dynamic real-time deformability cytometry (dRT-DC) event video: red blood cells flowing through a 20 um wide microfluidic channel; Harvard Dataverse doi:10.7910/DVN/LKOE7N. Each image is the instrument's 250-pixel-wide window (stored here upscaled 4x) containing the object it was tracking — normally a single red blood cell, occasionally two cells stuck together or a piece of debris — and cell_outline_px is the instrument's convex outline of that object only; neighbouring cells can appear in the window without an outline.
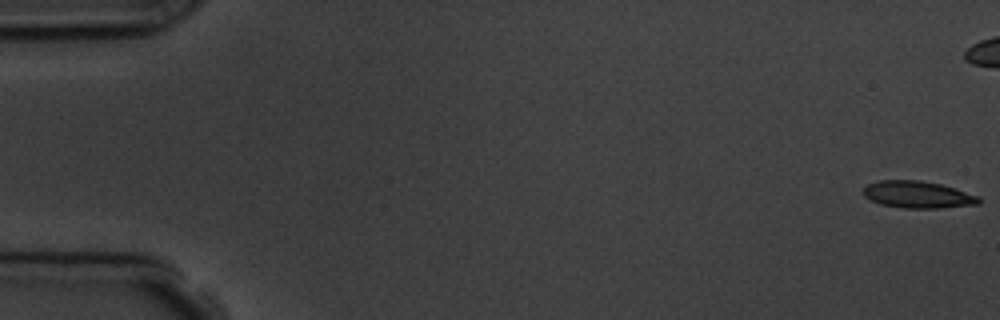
{"species": "common noctule bat (a hibernating species)", "species_latin": "Nyctalus noctula", "temperature_condition": "room temperature", "stored_images_in_passage": 5, "camera_frame_rate_fps": 3000, "um_per_image_px": 0.085, "animal": {"sex": "male", "body_mass_g": 19.5, "forearm_length_mm": 54.6}, "frame": {"image": 1, "passage_image": 1, "time_ms": 0.0, "image_size_px": [1000, 320], "cell_outline_px": [[980, 204], [940, 208], [904, 208], [880, 204], [864, 196], [860, 192], [868, 184], [880, 180], [920, 180], [940, 184], [980, 196]], "centroid_in_image_um": [78.0, 16.54], "position_along_channel_um": 7.0, "area_um2": 18.21}}
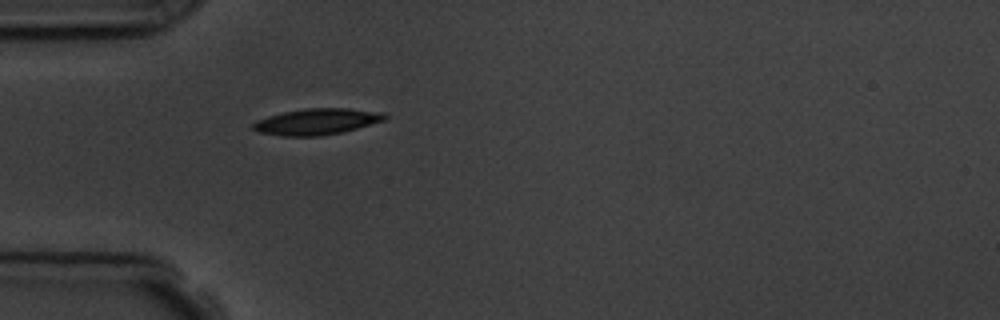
{"frame": {"image": 2, "passage_image": 5, "time_ms": 6.667, "image_size_px": [1000, 320], "cell_outline_px": [[388, 116], [384, 120], [344, 132], [320, 136], [284, 136], [260, 132], [252, 128], [252, 124], [256, 120], [268, 116], [284, 112], [304, 108], [348, 108], [384, 112]], "centroid_in_image_um": [26.95, 10.33], "position_along_channel_um": 58.1, "area_um2": 20.11}}